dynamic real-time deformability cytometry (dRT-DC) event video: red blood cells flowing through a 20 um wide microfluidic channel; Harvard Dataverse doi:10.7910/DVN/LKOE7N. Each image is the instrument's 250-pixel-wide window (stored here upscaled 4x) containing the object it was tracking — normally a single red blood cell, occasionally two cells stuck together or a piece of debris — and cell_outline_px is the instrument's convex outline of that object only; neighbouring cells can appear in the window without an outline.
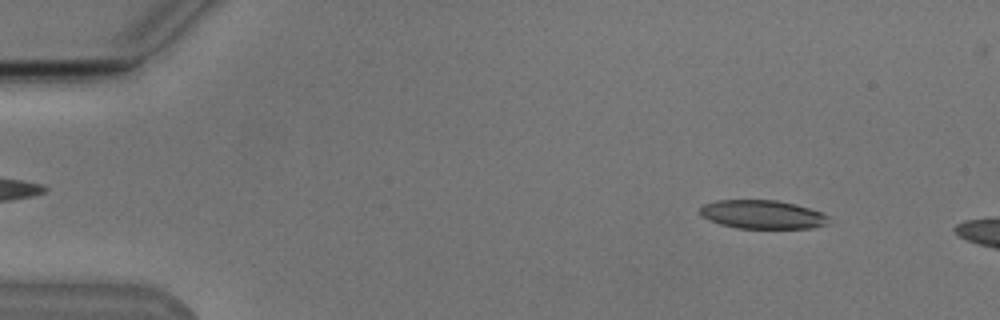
{"species": "Egyptian fruit bat (a non-hibernating species)", "species_latin": "Rousettus aegyptiacus", "temperature_condition": "cold", "stored_images_in_passage": 13, "camera_frame_rate_fps": 3000, "um_per_image_px": 0.085, "animal": {"sex": "male"}, "frame": {"image": 1, "passage_image": 6, "time_ms": 1.667, "image_size_px": [1000, 320], "cell_outline_px": [[828, 216], [824, 224], [812, 228], [736, 228], [720, 224], [700, 216], [700, 208], [704, 204], [716, 200], [776, 200], [796, 204], [820, 212]], "centroid_in_image_um": [64.74, 18.22], "position_along_channel_um": 20.3, "area_um2": 21.27}}